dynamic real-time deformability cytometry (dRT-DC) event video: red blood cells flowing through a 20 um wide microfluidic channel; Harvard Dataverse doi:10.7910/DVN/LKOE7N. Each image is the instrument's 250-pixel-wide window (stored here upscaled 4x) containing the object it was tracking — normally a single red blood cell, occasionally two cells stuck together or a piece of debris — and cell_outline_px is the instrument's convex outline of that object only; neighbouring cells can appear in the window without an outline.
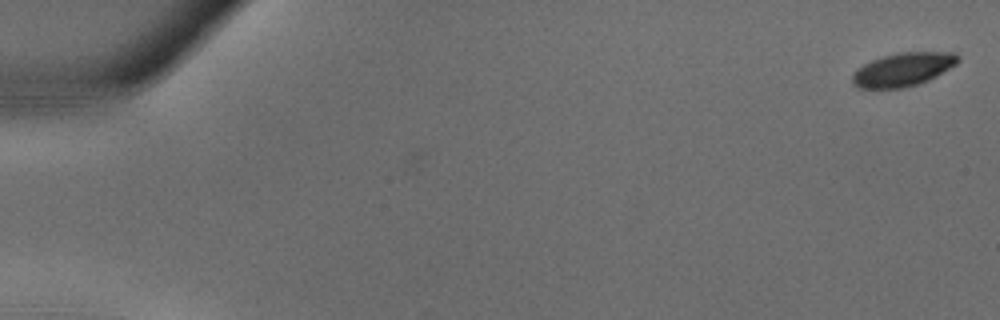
{"species": "common noctule bat (a hibernating species)", "species_latin": "Nyctalus noctula", "temperature_condition": "warm", "stored_images_in_passage": 7, "camera_frame_rate_fps": 3000, "um_per_image_px": 0.085, "animal": {"sex": "male", "body_mass_g": 18.8}, "frame": {"image": 1, "passage_image": 1, "time_ms": 0.0, "image_size_px": [1000, 320], "cell_outline_px": [[960, 60], [956, 64], [928, 80], [916, 84], [900, 88], [860, 88], [852, 84], [852, 72], [856, 68], [872, 60], [884, 56], [900, 52], [956, 52], [960, 56]], "centroid_in_image_um": [76.74, 5.89], "position_along_channel_um": 8.3, "area_um2": 20.52}}